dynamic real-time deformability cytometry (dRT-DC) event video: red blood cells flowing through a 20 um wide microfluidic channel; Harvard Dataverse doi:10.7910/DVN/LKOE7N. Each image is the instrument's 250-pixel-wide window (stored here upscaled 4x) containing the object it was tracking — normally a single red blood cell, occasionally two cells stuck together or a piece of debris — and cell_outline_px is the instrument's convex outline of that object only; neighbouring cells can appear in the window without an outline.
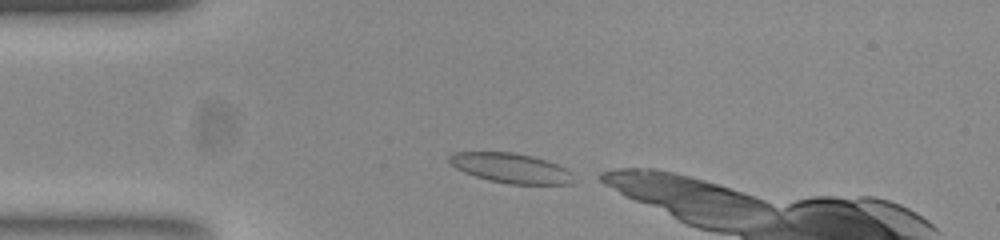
{"species": "common noctule bat (a hibernating species)", "species_latin": "Nyctalus noctula", "temperature_condition": "room temperature", "stored_images_in_passage": 12, "camera_frame_rate_fps": 3000, "um_per_image_px": 0.085, "animal": {"sex": "female", "body_mass_g": 23.0, "forearm_length_mm": 53.4}, "frame": {"image": 1, "passage_image": 2, "time_ms": 0.333, "image_size_px": [1000, 240], "cell_outline_px": [[568, 184], [512, 184], [492, 180], [476, 176], [456, 168], [448, 160], [448, 156], [456, 152], [512, 152], [532, 156], [556, 164], [564, 168], [568, 172]], "centroid_in_image_um": [43.33, 14.26], "position_along_channel_um": 41.7, "area_um2": 20.75}}
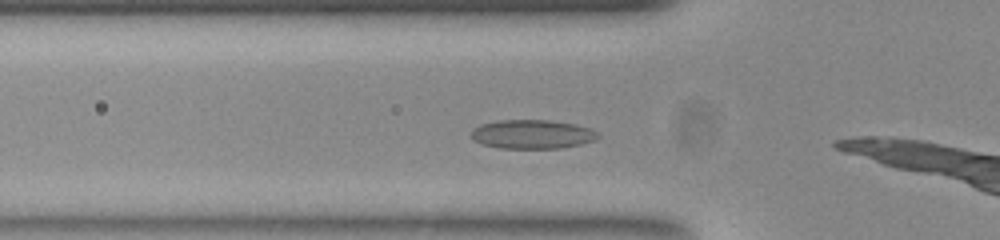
{"frame": {"image": 2, "passage_image": 7, "time_ms": 2.0, "image_size_px": [1000, 240], "cell_outline_px": [[600, 136], [596, 140], [580, 144], [560, 148], [500, 148], [484, 144], [476, 140], [472, 136], [472, 132], [476, 128], [484, 124], [500, 120], [548, 120], [572, 124], [588, 128], [596, 132]], "centroid_in_image_um": [45.29, 11.41], "position_along_channel_um": 80.5, "area_um2": 20.87}}
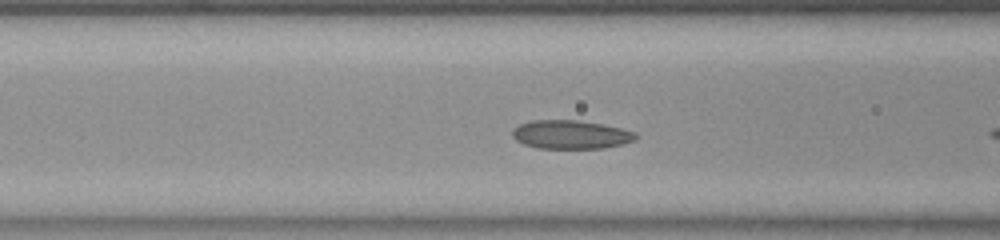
{"frame": {"image": 3, "passage_image": 10, "time_ms": 3.0, "image_size_px": [1000, 240], "cell_outline_px": [[636, 140], [604, 148], [536, 148], [524, 144], [516, 140], [512, 136], [512, 132], [520, 124], [532, 120], [576, 120], [600, 124], [620, 128], [632, 132], [636, 136]], "centroid_in_image_um": [48.47, 11.44], "position_along_channel_um": 118.1, "area_um2": 20.23}}